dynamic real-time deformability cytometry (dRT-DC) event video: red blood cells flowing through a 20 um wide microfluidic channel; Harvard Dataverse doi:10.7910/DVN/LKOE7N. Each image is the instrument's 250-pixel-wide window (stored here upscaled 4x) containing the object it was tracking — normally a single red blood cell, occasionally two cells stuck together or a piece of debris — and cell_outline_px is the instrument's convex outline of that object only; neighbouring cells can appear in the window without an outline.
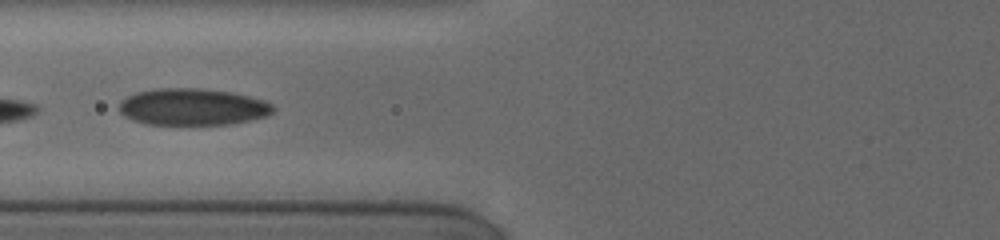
{"species": "human", "species_latin": "Homo sapiens", "temperature_condition": "cold", "stored_images_in_passage": 16, "camera_frame_rate_fps": 3000, "um_per_image_px": 0.085, "donor": {"sex": "female"}, "frame": {"image": 1, "passage_image": 15, "time_ms": 8.0, "image_size_px": [1000, 240], "cell_outline_px": [[276, 108], [268, 116], [232, 124], [144, 124], [132, 120], [124, 116], [120, 112], [120, 100], [136, 92], [160, 88], [200, 88], [232, 92], [264, 100], [272, 104]], "centroid_in_image_um": [16.38, 9.08], "position_along_channel_um": 109.4, "area_um2": 33.12}}